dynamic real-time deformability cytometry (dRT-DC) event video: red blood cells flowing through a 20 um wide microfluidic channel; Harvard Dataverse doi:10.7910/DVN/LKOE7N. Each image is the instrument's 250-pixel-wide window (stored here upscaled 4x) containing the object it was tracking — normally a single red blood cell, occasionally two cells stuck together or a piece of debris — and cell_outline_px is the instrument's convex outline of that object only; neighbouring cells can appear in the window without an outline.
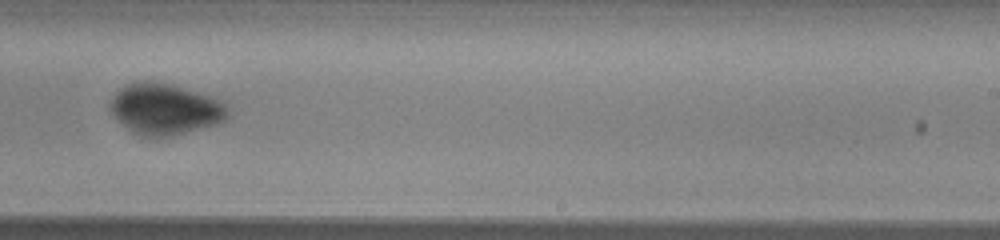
{"species": "common noctule bat (a hibernating species)", "species_latin": "Nyctalus noctula", "temperature_condition": "warm", "stored_images_in_passage": 38, "camera_frame_rate_fps": 3000, "um_per_image_px": 0.085, "animal": {"sex": "male", "body_mass_g": 13.0, "forearm_length_mm": 53.1}, "frame": {"image": 1, "passage_image": 21, "time_ms": 6.667, "image_size_px": [1000, 240], "cell_outline_px": [[228, 120], [220, 124], [172, 136], [140, 136], [132, 132], [112, 112], [112, 100], [116, 92], [124, 84], [136, 80], [152, 80], [172, 84], [212, 96], [220, 100], [228, 108]], "centroid_in_image_um": [14.09, 9.25], "position_along_channel_um": 274.9, "area_um2": 35.2}}
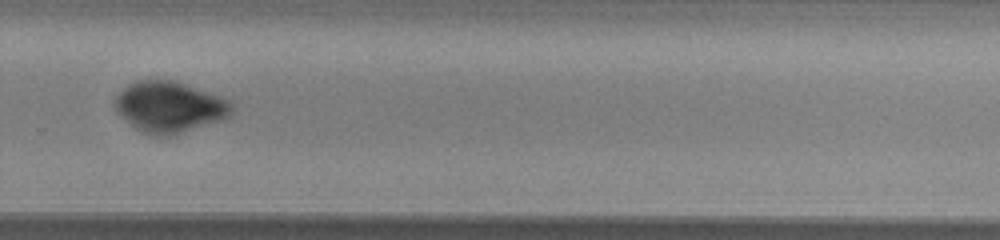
{"frame": {"image": 2, "passage_image": 24, "time_ms": 7.667, "image_size_px": [1000, 240], "cell_outline_px": [[232, 116], [224, 120], [184, 132], [168, 136], [148, 136], [140, 132], [120, 116], [116, 112], [112, 104], [112, 100], [128, 84], [136, 80], [172, 80], [232, 100]], "centroid_in_image_um": [14.39, 9.11], "position_along_channel_um": 315.4, "area_um2": 35.26}}
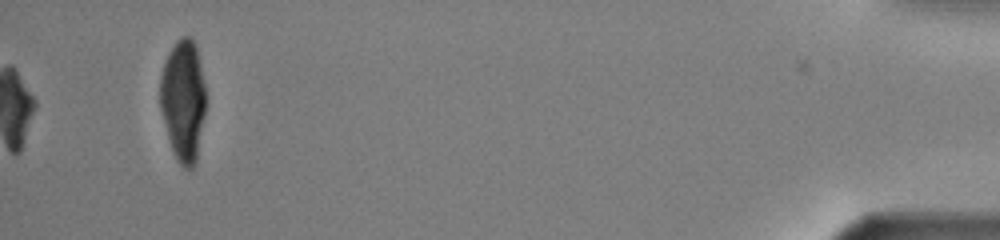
{"frame": {"image": 3, "passage_image": 38, "time_ms": 12.333, "image_size_px": [1000, 240], "cell_outline_px": [[204, 112], [196, 160], [192, 168], [184, 168], [176, 160], [172, 152], [168, 140], [160, 108], [160, 76], [164, 60], [168, 52], [176, 40], [180, 36], [188, 36], [192, 40], [196, 48], [200, 64], [204, 84]], "centroid_in_image_um": [15.53, 8.52], "position_along_channel_um": 419.7, "area_um2": 32.14}}